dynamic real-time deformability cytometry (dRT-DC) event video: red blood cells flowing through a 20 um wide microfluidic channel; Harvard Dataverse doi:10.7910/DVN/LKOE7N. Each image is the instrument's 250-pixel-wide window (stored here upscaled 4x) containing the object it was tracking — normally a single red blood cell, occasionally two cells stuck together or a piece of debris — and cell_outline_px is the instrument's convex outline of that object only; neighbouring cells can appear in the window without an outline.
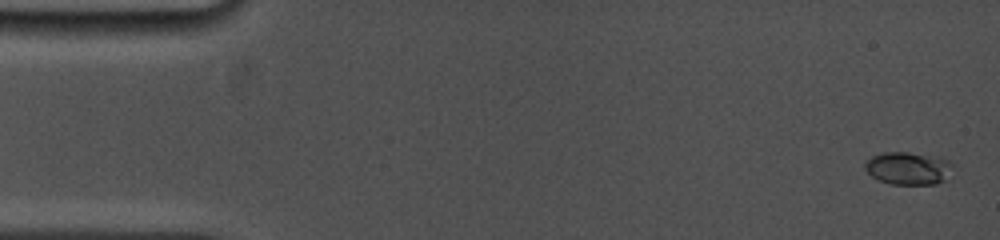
{"species": "common noctule bat (a hibernating species)", "species_latin": "Nyctalus noctula", "temperature_condition": "cold", "stored_images_in_passage": 12, "camera_frame_rate_fps": 5000, "um_per_image_px": 0.085, "animal": {"sex": "female", "body_mass_g": 19.0, "forearm_length_mm": 53.3}, "frame": {"image": 1, "passage_image": 1, "time_ms": 0.0, "image_size_px": [1000, 240], "cell_outline_px": [[952, 164], [944, 180], [936, 184], [888, 184], [872, 176], [864, 168], [864, 164], [872, 156], [884, 152], [908, 152], [936, 156], [948, 160]], "centroid_in_image_um": [77.16, 14.29], "position_along_channel_um": 7.8, "area_um2": 16.53}}
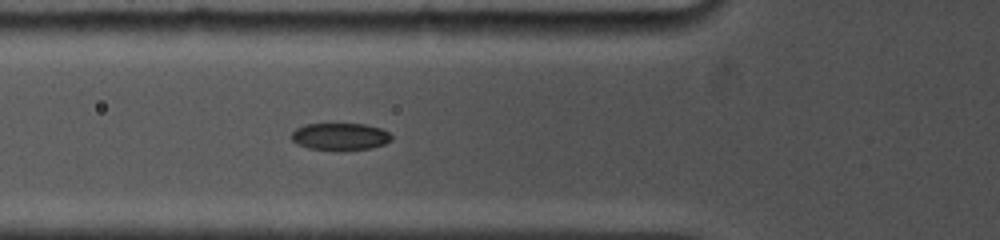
{"frame": {"image": 2, "passage_image": 9, "time_ms": 5.6, "image_size_px": [1000, 240], "cell_outline_px": [[392, 140], [384, 144], [372, 148], [308, 148], [296, 144], [292, 140], [292, 132], [296, 128], [304, 124], [364, 124], [380, 128], [388, 132], [392, 136]], "centroid_in_image_um": [28.9, 11.57], "position_along_channel_um": 96.9, "area_um2": 15.32}}
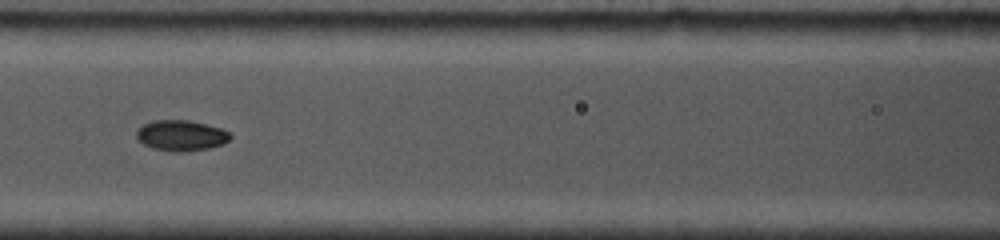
{"frame": {"image": 3, "passage_image": 11, "time_ms": 7.0, "image_size_px": [1000, 240], "cell_outline_px": [[232, 136], [224, 144], [208, 148], [188, 152], [172, 152], [152, 148], [144, 144], [136, 136], [136, 132], [144, 124], [152, 120], [188, 120], [220, 128], [228, 132]], "centroid_in_image_um": [15.39, 11.53], "position_along_channel_um": 151.2, "area_um2": 16.7}}